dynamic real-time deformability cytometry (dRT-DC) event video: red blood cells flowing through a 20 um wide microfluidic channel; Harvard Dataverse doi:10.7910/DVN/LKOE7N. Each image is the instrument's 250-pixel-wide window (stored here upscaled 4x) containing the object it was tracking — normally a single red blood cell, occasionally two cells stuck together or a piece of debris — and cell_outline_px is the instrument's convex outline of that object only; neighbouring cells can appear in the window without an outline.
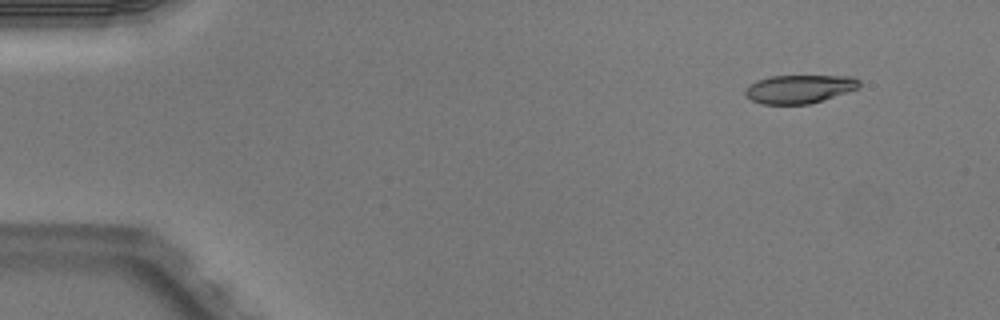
{"species": "Egyptian fruit bat (a non-hibernating species)", "species_latin": "Rousettus aegyptiacus", "temperature_condition": "warm", "stored_images_in_passage": 4, "camera_frame_rate_fps": 3000, "um_per_image_px": 0.085, "animal": {"sex": "male"}, "frame": {"image": 1, "passage_image": 1, "time_ms": 0.0, "image_size_px": [1000, 320], "cell_outline_px": [[860, 88], [848, 92], [808, 104], [760, 104], [752, 100], [744, 92], [748, 84], [756, 80], [772, 76], [852, 76], [860, 80]], "centroid_in_image_um": [67.95, 7.56], "position_along_channel_um": 17.1, "area_um2": 18.9}}